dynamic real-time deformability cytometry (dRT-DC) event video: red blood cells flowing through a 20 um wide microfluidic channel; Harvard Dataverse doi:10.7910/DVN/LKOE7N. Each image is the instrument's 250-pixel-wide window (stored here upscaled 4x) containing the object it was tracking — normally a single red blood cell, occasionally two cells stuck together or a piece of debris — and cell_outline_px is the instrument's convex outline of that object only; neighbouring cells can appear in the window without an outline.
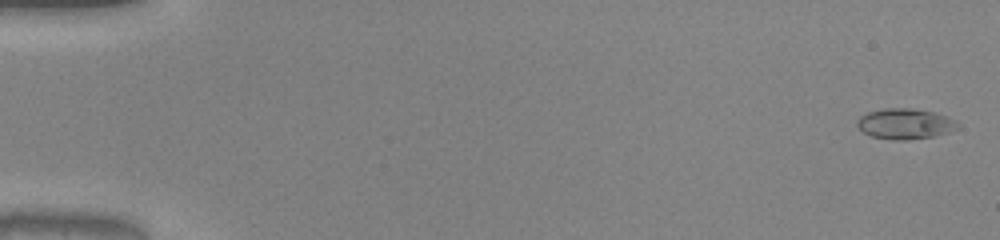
{"species": "common noctule bat (a hibernating species)", "species_latin": "Nyctalus noctula", "temperature_condition": "warm", "stored_images_in_passage": 52, "camera_frame_rate_fps": 3000, "um_per_image_px": 0.085, "animal": {"sex": "male", "body_mass_g": 20.0, "forearm_length_mm": 53.3}, "frame": {"image": 1, "passage_image": 2, "time_ms": 0.333, "image_size_px": [1000, 240], "cell_outline_px": [[960, 128], [936, 136], [908, 140], [892, 140], [872, 136], [864, 132], [856, 124], [856, 120], [860, 116], [868, 112], [884, 108], [912, 108], [936, 112], [956, 120], [960, 124]], "centroid_in_image_um": [76.97, 10.52], "position_along_channel_um": 8.0, "area_um2": 18.15}}
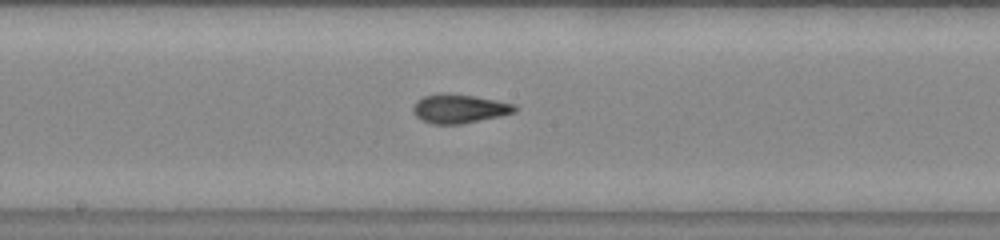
{"frame": {"image": 2, "passage_image": 29, "time_ms": 9.333, "image_size_px": [1000, 240], "cell_outline_px": [[520, 108], [516, 112], [500, 116], [460, 124], [432, 124], [420, 120], [412, 112], [412, 108], [416, 100], [424, 96], [440, 92], [472, 96], [496, 100], [516, 104]], "centroid_in_image_um": [39.03, 9.24], "position_along_channel_um": 209.2, "area_um2": 17.34}}
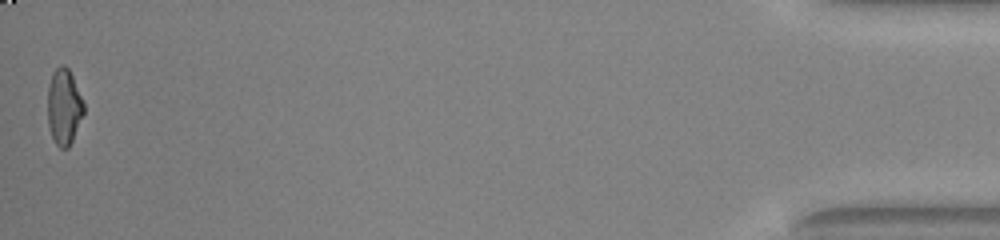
{"frame": {"image": 3, "passage_image": 52, "time_ms": 17.0, "image_size_px": [1000, 240], "cell_outline_px": [[84, 112], [72, 140], [68, 148], [60, 148], [56, 144], [52, 136], [48, 124], [48, 84], [52, 72], [60, 64], [64, 64], [68, 68], [72, 76], [84, 104]], "centroid_in_image_um": [5.42, 9.05], "position_along_channel_um": 429.8, "area_um2": 15.84}, "authors_computed_cell_mechanics": {"area_um2": 16.7042, "velocity_mm_per_s": 4.0599, "shape_relaxation_time_tau1_ms": 7.3306, "shape_relaxation_time_tau2_ms": 0.8582, "deformation_change_tau1": 0.2655, "deformation_change_tau2": 0.0705}}